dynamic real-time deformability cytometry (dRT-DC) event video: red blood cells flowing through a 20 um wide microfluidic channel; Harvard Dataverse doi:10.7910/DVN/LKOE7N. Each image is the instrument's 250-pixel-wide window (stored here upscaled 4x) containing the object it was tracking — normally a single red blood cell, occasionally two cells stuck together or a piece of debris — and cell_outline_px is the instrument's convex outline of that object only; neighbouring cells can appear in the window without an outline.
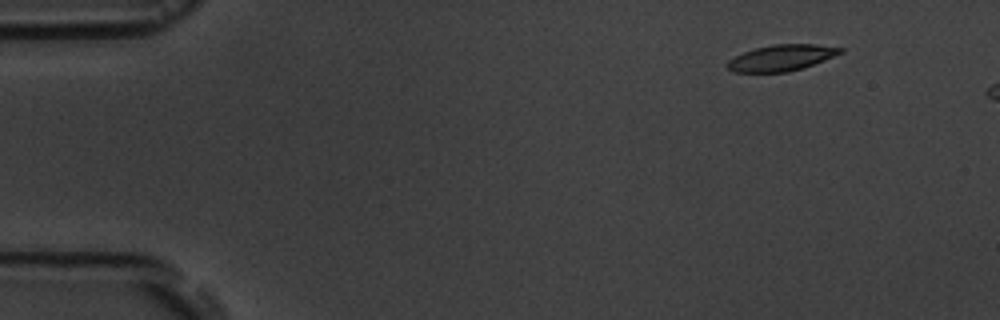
{"species": "common noctule bat (a hibernating species)", "species_latin": "Nyctalus noctula", "temperature_condition": "room temperature", "stored_images_in_passage": 5, "camera_frame_rate_fps": 3000, "um_per_image_px": 0.085, "animal": {"sex": "male", "body_mass_g": 19.5, "forearm_length_mm": 54.6}, "frame": {"image": 1, "passage_image": 2, "time_ms": 1.0, "image_size_px": [1000, 320], "cell_outline_px": [[844, 52], [804, 68], [788, 72], [732, 72], [728, 68], [728, 60], [744, 52], [756, 48], [772, 44], [816, 44], [844, 48]], "centroid_in_image_um": [66.46, 4.91], "position_along_channel_um": 18.5, "area_um2": 17.17}}